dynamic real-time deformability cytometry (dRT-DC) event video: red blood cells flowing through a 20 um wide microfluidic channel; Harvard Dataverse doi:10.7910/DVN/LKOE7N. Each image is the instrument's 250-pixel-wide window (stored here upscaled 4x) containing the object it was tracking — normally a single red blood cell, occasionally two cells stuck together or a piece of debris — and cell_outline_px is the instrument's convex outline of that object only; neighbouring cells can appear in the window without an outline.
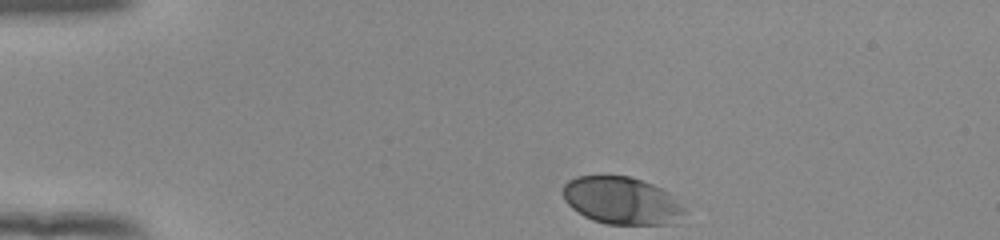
{"species": "human", "species_latin": "Homo sapiens", "temperature_condition": "room temperature", "stored_images_in_passage": 36, "camera_frame_rate_fps": 3000, "um_per_image_px": 0.085, "donor": {"sex": "female"}, "frame": {"image": 1, "passage_image": 1, "time_ms": 0.0, "image_size_px": [1000, 240], "cell_outline_px": [[684, 212], [676, 224], [608, 224], [592, 220], [584, 216], [572, 208], [564, 200], [564, 184], [568, 180], [576, 176], [628, 176], [652, 184], [668, 192], [684, 208]], "centroid_in_image_um": [52.83, 17.06], "position_along_channel_um": 32.2, "area_um2": 33.35}}
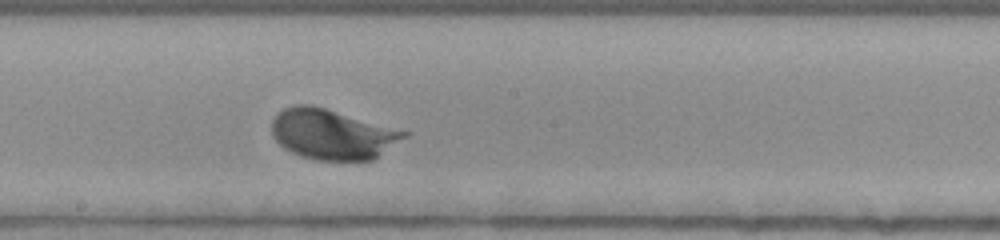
{"frame": {"image": 2, "passage_image": 21, "time_ms": 6.667, "image_size_px": [1000, 240], "cell_outline_px": [[408, 136], [372, 160], [316, 160], [300, 156], [284, 148], [272, 136], [272, 120], [276, 112], [284, 108], [296, 104], [312, 104], [408, 132]], "centroid_in_image_um": [28.2, 11.4], "position_along_channel_um": 220.0, "area_um2": 38.61}}
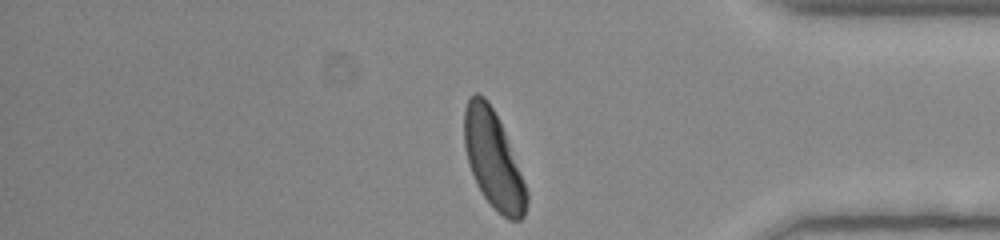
{"frame": {"image": 3, "passage_image": 36, "time_ms": 11.667, "image_size_px": [1000, 240], "cell_outline_px": [[528, 204], [524, 216], [520, 220], [508, 220], [484, 196], [476, 184], [468, 164], [464, 148], [464, 108], [468, 96], [476, 92], [484, 96], [488, 100], [504, 132], [528, 192]], "centroid_in_image_um": [41.9, 13.55], "position_along_channel_um": 393.3, "area_um2": 34.91}, "authors_computed_cell_mechanics": {"area_um2": 36.7897, "velocity_mm_per_s": 3.8316, "shape_relaxation_time_tau1_ms": 1.9676, "shape_relaxation_time_tau2_ms": null, "deformation_change_tau1": 0.1212, "deformation_change_tau2": null}}